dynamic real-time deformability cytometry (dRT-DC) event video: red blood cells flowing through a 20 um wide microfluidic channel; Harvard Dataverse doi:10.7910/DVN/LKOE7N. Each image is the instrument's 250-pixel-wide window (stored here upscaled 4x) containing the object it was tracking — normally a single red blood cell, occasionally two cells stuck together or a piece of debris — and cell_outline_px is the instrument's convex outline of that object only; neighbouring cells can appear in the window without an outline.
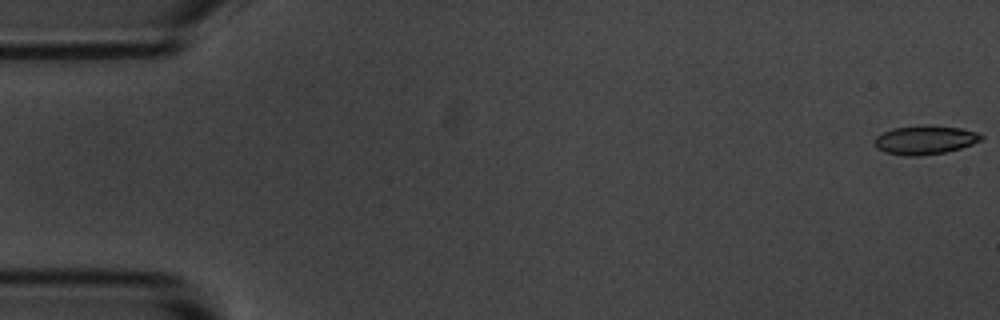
{"species": "common noctule bat (a hibernating species)", "species_latin": "Nyctalus noctula", "temperature_condition": "room temperature", "stored_images_in_passage": 9, "camera_frame_rate_fps": 3000, "um_per_image_px": 0.085, "animal": {"sex": "male", "body_mass_g": 20.1, "forearm_length_mm": 53.5}, "frame": {"image": 1, "passage_image": 1, "time_ms": 0.0, "image_size_px": [1000, 320], "cell_outline_px": [[984, 136], [980, 140], [972, 144], [960, 148], [944, 152], [920, 156], [908, 156], [884, 152], [876, 148], [876, 136], [892, 128], [924, 124], [928, 124], [960, 128], [980, 132]], "centroid_in_image_um": [78.64, 11.88], "position_along_channel_um": 6.4, "area_um2": 18.03}}